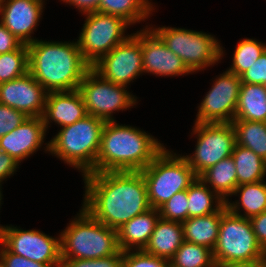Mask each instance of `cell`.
<instances>
[{
	"label": "cell",
	"instance_id": "6da1fadb",
	"mask_svg": "<svg viewBox=\"0 0 266 267\" xmlns=\"http://www.w3.org/2000/svg\"><path fill=\"white\" fill-rule=\"evenodd\" d=\"M82 176L85 183L82 207L112 229H119L151 208L141 171H107Z\"/></svg>",
	"mask_w": 266,
	"mask_h": 267
},
{
	"label": "cell",
	"instance_id": "7a4b0ae2",
	"mask_svg": "<svg viewBox=\"0 0 266 267\" xmlns=\"http://www.w3.org/2000/svg\"><path fill=\"white\" fill-rule=\"evenodd\" d=\"M28 72L49 92L76 90L91 66L76 42L35 40L27 44Z\"/></svg>",
	"mask_w": 266,
	"mask_h": 267
},
{
	"label": "cell",
	"instance_id": "3957f363",
	"mask_svg": "<svg viewBox=\"0 0 266 267\" xmlns=\"http://www.w3.org/2000/svg\"><path fill=\"white\" fill-rule=\"evenodd\" d=\"M165 148L164 144L138 128L106 121L96 172L141 171Z\"/></svg>",
	"mask_w": 266,
	"mask_h": 267
},
{
	"label": "cell",
	"instance_id": "277c9868",
	"mask_svg": "<svg viewBox=\"0 0 266 267\" xmlns=\"http://www.w3.org/2000/svg\"><path fill=\"white\" fill-rule=\"evenodd\" d=\"M106 121L86 115L75 123L60 128L50 142L46 152L80 170L82 175L96 173V158L101 144V135Z\"/></svg>",
	"mask_w": 266,
	"mask_h": 267
},
{
	"label": "cell",
	"instance_id": "5b68a950",
	"mask_svg": "<svg viewBox=\"0 0 266 267\" xmlns=\"http://www.w3.org/2000/svg\"><path fill=\"white\" fill-rule=\"evenodd\" d=\"M61 259H100L120 249L117 230L93 218L83 207L60 233Z\"/></svg>",
	"mask_w": 266,
	"mask_h": 267
},
{
	"label": "cell",
	"instance_id": "8992f818",
	"mask_svg": "<svg viewBox=\"0 0 266 267\" xmlns=\"http://www.w3.org/2000/svg\"><path fill=\"white\" fill-rule=\"evenodd\" d=\"M147 187L151 208L158 209L175 193L184 191L197 179L193 169L182 155L166 147L141 170Z\"/></svg>",
	"mask_w": 266,
	"mask_h": 267
},
{
	"label": "cell",
	"instance_id": "52a82bcc",
	"mask_svg": "<svg viewBox=\"0 0 266 267\" xmlns=\"http://www.w3.org/2000/svg\"><path fill=\"white\" fill-rule=\"evenodd\" d=\"M150 28L193 73L213 66L223 58V47L211 34L169 26Z\"/></svg>",
	"mask_w": 266,
	"mask_h": 267
},
{
	"label": "cell",
	"instance_id": "ba28073f",
	"mask_svg": "<svg viewBox=\"0 0 266 267\" xmlns=\"http://www.w3.org/2000/svg\"><path fill=\"white\" fill-rule=\"evenodd\" d=\"M215 264L264 260L266 251L258 243L250 219L227 210L221 217L213 250Z\"/></svg>",
	"mask_w": 266,
	"mask_h": 267
},
{
	"label": "cell",
	"instance_id": "9c48e42d",
	"mask_svg": "<svg viewBox=\"0 0 266 267\" xmlns=\"http://www.w3.org/2000/svg\"><path fill=\"white\" fill-rule=\"evenodd\" d=\"M85 16L77 43L82 57L92 67L130 36L125 35L130 25L120 17L101 12H91Z\"/></svg>",
	"mask_w": 266,
	"mask_h": 267
},
{
	"label": "cell",
	"instance_id": "30bf717a",
	"mask_svg": "<svg viewBox=\"0 0 266 267\" xmlns=\"http://www.w3.org/2000/svg\"><path fill=\"white\" fill-rule=\"evenodd\" d=\"M192 132L197 145L193 155L183 156L197 177L232 155L236 145L235 129L232 122L194 123Z\"/></svg>",
	"mask_w": 266,
	"mask_h": 267
},
{
	"label": "cell",
	"instance_id": "8fae6325",
	"mask_svg": "<svg viewBox=\"0 0 266 267\" xmlns=\"http://www.w3.org/2000/svg\"><path fill=\"white\" fill-rule=\"evenodd\" d=\"M126 88L104 79L91 67L79 84L78 90L87 114L104 121H115L113 112L127 110L137 103V97Z\"/></svg>",
	"mask_w": 266,
	"mask_h": 267
},
{
	"label": "cell",
	"instance_id": "7c38bea8",
	"mask_svg": "<svg viewBox=\"0 0 266 267\" xmlns=\"http://www.w3.org/2000/svg\"><path fill=\"white\" fill-rule=\"evenodd\" d=\"M0 242L16 255L50 267H61L60 235L53 238L36 229L0 225Z\"/></svg>",
	"mask_w": 266,
	"mask_h": 267
},
{
	"label": "cell",
	"instance_id": "4fadbf2b",
	"mask_svg": "<svg viewBox=\"0 0 266 267\" xmlns=\"http://www.w3.org/2000/svg\"><path fill=\"white\" fill-rule=\"evenodd\" d=\"M92 68L104 79L118 85H127L143 75V54L141 50V30L115 46Z\"/></svg>",
	"mask_w": 266,
	"mask_h": 267
},
{
	"label": "cell",
	"instance_id": "5bb4252c",
	"mask_svg": "<svg viewBox=\"0 0 266 267\" xmlns=\"http://www.w3.org/2000/svg\"><path fill=\"white\" fill-rule=\"evenodd\" d=\"M241 83L240 76L228 70L220 74L199 104L195 122H232L235 118Z\"/></svg>",
	"mask_w": 266,
	"mask_h": 267
},
{
	"label": "cell",
	"instance_id": "9a60e30c",
	"mask_svg": "<svg viewBox=\"0 0 266 267\" xmlns=\"http://www.w3.org/2000/svg\"><path fill=\"white\" fill-rule=\"evenodd\" d=\"M47 94L29 72L0 84V103L23 112L27 117L43 116Z\"/></svg>",
	"mask_w": 266,
	"mask_h": 267
},
{
	"label": "cell",
	"instance_id": "2e32d148",
	"mask_svg": "<svg viewBox=\"0 0 266 267\" xmlns=\"http://www.w3.org/2000/svg\"><path fill=\"white\" fill-rule=\"evenodd\" d=\"M144 73L159 76H184L192 73L182 59L172 52L148 26L141 30Z\"/></svg>",
	"mask_w": 266,
	"mask_h": 267
},
{
	"label": "cell",
	"instance_id": "e0dca14e",
	"mask_svg": "<svg viewBox=\"0 0 266 267\" xmlns=\"http://www.w3.org/2000/svg\"><path fill=\"white\" fill-rule=\"evenodd\" d=\"M44 0H2L0 22L22 43L37 39L31 37L43 13Z\"/></svg>",
	"mask_w": 266,
	"mask_h": 267
},
{
	"label": "cell",
	"instance_id": "ac0fdd59",
	"mask_svg": "<svg viewBox=\"0 0 266 267\" xmlns=\"http://www.w3.org/2000/svg\"><path fill=\"white\" fill-rule=\"evenodd\" d=\"M46 132L42 117H27L12 132L0 137V150L21 163L40 149Z\"/></svg>",
	"mask_w": 266,
	"mask_h": 267
},
{
	"label": "cell",
	"instance_id": "d6986e66",
	"mask_svg": "<svg viewBox=\"0 0 266 267\" xmlns=\"http://www.w3.org/2000/svg\"><path fill=\"white\" fill-rule=\"evenodd\" d=\"M86 115H88L86 107L78 89L47 94L42 116L46 130L52 121L62 128L75 123Z\"/></svg>",
	"mask_w": 266,
	"mask_h": 267
},
{
	"label": "cell",
	"instance_id": "ffe728a7",
	"mask_svg": "<svg viewBox=\"0 0 266 267\" xmlns=\"http://www.w3.org/2000/svg\"><path fill=\"white\" fill-rule=\"evenodd\" d=\"M160 218L159 210L150 208L139 214L119 229H117V242L119 249L124 251L143 250L155 229Z\"/></svg>",
	"mask_w": 266,
	"mask_h": 267
},
{
	"label": "cell",
	"instance_id": "44dd1931",
	"mask_svg": "<svg viewBox=\"0 0 266 267\" xmlns=\"http://www.w3.org/2000/svg\"><path fill=\"white\" fill-rule=\"evenodd\" d=\"M183 241L182 223L160 217L143 251L170 261Z\"/></svg>",
	"mask_w": 266,
	"mask_h": 267
},
{
	"label": "cell",
	"instance_id": "7402d4cb",
	"mask_svg": "<svg viewBox=\"0 0 266 267\" xmlns=\"http://www.w3.org/2000/svg\"><path fill=\"white\" fill-rule=\"evenodd\" d=\"M226 204L217 212L205 216L191 217L182 222L185 241L214 250L219 234L222 215L227 211Z\"/></svg>",
	"mask_w": 266,
	"mask_h": 267
},
{
	"label": "cell",
	"instance_id": "603a6c76",
	"mask_svg": "<svg viewBox=\"0 0 266 267\" xmlns=\"http://www.w3.org/2000/svg\"><path fill=\"white\" fill-rule=\"evenodd\" d=\"M233 195H240L239 200L233 203L226 201L225 204L227 209L235 215L250 219L266 211V182L264 180L237 186ZM241 208L244 214L240 213Z\"/></svg>",
	"mask_w": 266,
	"mask_h": 267
},
{
	"label": "cell",
	"instance_id": "cb8c5ba5",
	"mask_svg": "<svg viewBox=\"0 0 266 267\" xmlns=\"http://www.w3.org/2000/svg\"><path fill=\"white\" fill-rule=\"evenodd\" d=\"M234 119L266 122V85L241 83Z\"/></svg>",
	"mask_w": 266,
	"mask_h": 267
},
{
	"label": "cell",
	"instance_id": "d4e9b609",
	"mask_svg": "<svg viewBox=\"0 0 266 267\" xmlns=\"http://www.w3.org/2000/svg\"><path fill=\"white\" fill-rule=\"evenodd\" d=\"M236 172L234 160L230 156L204 171L199 178L226 202L237 187Z\"/></svg>",
	"mask_w": 266,
	"mask_h": 267
},
{
	"label": "cell",
	"instance_id": "484cf974",
	"mask_svg": "<svg viewBox=\"0 0 266 267\" xmlns=\"http://www.w3.org/2000/svg\"><path fill=\"white\" fill-rule=\"evenodd\" d=\"M231 157L237 170V186L265 180L266 161L251 149L236 144Z\"/></svg>",
	"mask_w": 266,
	"mask_h": 267
},
{
	"label": "cell",
	"instance_id": "4316f807",
	"mask_svg": "<svg viewBox=\"0 0 266 267\" xmlns=\"http://www.w3.org/2000/svg\"><path fill=\"white\" fill-rule=\"evenodd\" d=\"M187 196L188 218L215 213L219 211L226 203L199 177H197V179L188 187Z\"/></svg>",
	"mask_w": 266,
	"mask_h": 267
},
{
	"label": "cell",
	"instance_id": "83f0119b",
	"mask_svg": "<svg viewBox=\"0 0 266 267\" xmlns=\"http://www.w3.org/2000/svg\"><path fill=\"white\" fill-rule=\"evenodd\" d=\"M152 5L149 0H101L96 12L120 17L134 25L149 18L155 9Z\"/></svg>",
	"mask_w": 266,
	"mask_h": 267
},
{
	"label": "cell",
	"instance_id": "f1b7e54d",
	"mask_svg": "<svg viewBox=\"0 0 266 267\" xmlns=\"http://www.w3.org/2000/svg\"><path fill=\"white\" fill-rule=\"evenodd\" d=\"M236 144L251 149L266 161V122L234 119Z\"/></svg>",
	"mask_w": 266,
	"mask_h": 267
},
{
	"label": "cell",
	"instance_id": "f546056e",
	"mask_svg": "<svg viewBox=\"0 0 266 267\" xmlns=\"http://www.w3.org/2000/svg\"><path fill=\"white\" fill-rule=\"evenodd\" d=\"M170 262L177 267H215L211 249L185 240Z\"/></svg>",
	"mask_w": 266,
	"mask_h": 267
},
{
	"label": "cell",
	"instance_id": "4dcf8cb0",
	"mask_svg": "<svg viewBox=\"0 0 266 267\" xmlns=\"http://www.w3.org/2000/svg\"><path fill=\"white\" fill-rule=\"evenodd\" d=\"M266 50V44L255 39L245 38L238 42L233 54V61L228 71L240 76Z\"/></svg>",
	"mask_w": 266,
	"mask_h": 267
},
{
	"label": "cell",
	"instance_id": "1f68e13d",
	"mask_svg": "<svg viewBox=\"0 0 266 267\" xmlns=\"http://www.w3.org/2000/svg\"><path fill=\"white\" fill-rule=\"evenodd\" d=\"M28 72V47L0 54V84L17 79Z\"/></svg>",
	"mask_w": 266,
	"mask_h": 267
},
{
	"label": "cell",
	"instance_id": "d6a6232c",
	"mask_svg": "<svg viewBox=\"0 0 266 267\" xmlns=\"http://www.w3.org/2000/svg\"><path fill=\"white\" fill-rule=\"evenodd\" d=\"M160 217L165 220L182 223L188 219L187 189L175 193L168 201L158 208Z\"/></svg>",
	"mask_w": 266,
	"mask_h": 267
},
{
	"label": "cell",
	"instance_id": "836d02e7",
	"mask_svg": "<svg viewBox=\"0 0 266 267\" xmlns=\"http://www.w3.org/2000/svg\"><path fill=\"white\" fill-rule=\"evenodd\" d=\"M168 260L153 256L143 250L123 252V267H167Z\"/></svg>",
	"mask_w": 266,
	"mask_h": 267
},
{
	"label": "cell",
	"instance_id": "e575fe53",
	"mask_svg": "<svg viewBox=\"0 0 266 267\" xmlns=\"http://www.w3.org/2000/svg\"><path fill=\"white\" fill-rule=\"evenodd\" d=\"M61 267H123V252L100 259H61Z\"/></svg>",
	"mask_w": 266,
	"mask_h": 267
},
{
	"label": "cell",
	"instance_id": "d590c367",
	"mask_svg": "<svg viewBox=\"0 0 266 267\" xmlns=\"http://www.w3.org/2000/svg\"><path fill=\"white\" fill-rule=\"evenodd\" d=\"M26 118L23 112L0 103V137L12 132Z\"/></svg>",
	"mask_w": 266,
	"mask_h": 267
},
{
	"label": "cell",
	"instance_id": "8d00e7d4",
	"mask_svg": "<svg viewBox=\"0 0 266 267\" xmlns=\"http://www.w3.org/2000/svg\"><path fill=\"white\" fill-rule=\"evenodd\" d=\"M244 83L266 85V50L240 75Z\"/></svg>",
	"mask_w": 266,
	"mask_h": 267
},
{
	"label": "cell",
	"instance_id": "74e56055",
	"mask_svg": "<svg viewBox=\"0 0 266 267\" xmlns=\"http://www.w3.org/2000/svg\"><path fill=\"white\" fill-rule=\"evenodd\" d=\"M0 245V263L3 267H50L48 264L35 262L10 252L1 242Z\"/></svg>",
	"mask_w": 266,
	"mask_h": 267
},
{
	"label": "cell",
	"instance_id": "f35d334b",
	"mask_svg": "<svg viewBox=\"0 0 266 267\" xmlns=\"http://www.w3.org/2000/svg\"><path fill=\"white\" fill-rule=\"evenodd\" d=\"M23 44L0 22V54L18 50Z\"/></svg>",
	"mask_w": 266,
	"mask_h": 267
},
{
	"label": "cell",
	"instance_id": "ab89813d",
	"mask_svg": "<svg viewBox=\"0 0 266 267\" xmlns=\"http://www.w3.org/2000/svg\"><path fill=\"white\" fill-rule=\"evenodd\" d=\"M258 243L266 251V211L250 218Z\"/></svg>",
	"mask_w": 266,
	"mask_h": 267
},
{
	"label": "cell",
	"instance_id": "60d3db41",
	"mask_svg": "<svg viewBox=\"0 0 266 267\" xmlns=\"http://www.w3.org/2000/svg\"><path fill=\"white\" fill-rule=\"evenodd\" d=\"M19 165L12 156L0 150V184L11 175H14Z\"/></svg>",
	"mask_w": 266,
	"mask_h": 267
},
{
	"label": "cell",
	"instance_id": "b9f144b4",
	"mask_svg": "<svg viewBox=\"0 0 266 267\" xmlns=\"http://www.w3.org/2000/svg\"><path fill=\"white\" fill-rule=\"evenodd\" d=\"M70 6H75L82 15L91 13V12H96L99 7V3L101 0H61Z\"/></svg>",
	"mask_w": 266,
	"mask_h": 267
},
{
	"label": "cell",
	"instance_id": "7bdbcfd3",
	"mask_svg": "<svg viewBox=\"0 0 266 267\" xmlns=\"http://www.w3.org/2000/svg\"><path fill=\"white\" fill-rule=\"evenodd\" d=\"M215 267H266V258L258 261L218 263Z\"/></svg>",
	"mask_w": 266,
	"mask_h": 267
},
{
	"label": "cell",
	"instance_id": "ee69618b",
	"mask_svg": "<svg viewBox=\"0 0 266 267\" xmlns=\"http://www.w3.org/2000/svg\"><path fill=\"white\" fill-rule=\"evenodd\" d=\"M1 185H2V184H0V206H1V204H2V203H1V200H2V193H1V192H2V191H1V190H2V189H1L2 186H1Z\"/></svg>",
	"mask_w": 266,
	"mask_h": 267
},
{
	"label": "cell",
	"instance_id": "f6af8a7d",
	"mask_svg": "<svg viewBox=\"0 0 266 267\" xmlns=\"http://www.w3.org/2000/svg\"><path fill=\"white\" fill-rule=\"evenodd\" d=\"M167 267H177L176 265L172 264L170 261L168 262V266Z\"/></svg>",
	"mask_w": 266,
	"mask_h": 267
}]
</instances>
